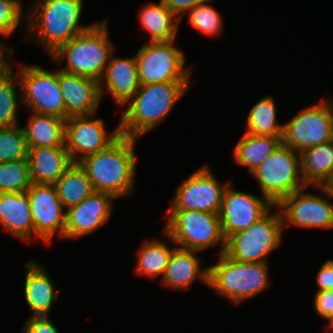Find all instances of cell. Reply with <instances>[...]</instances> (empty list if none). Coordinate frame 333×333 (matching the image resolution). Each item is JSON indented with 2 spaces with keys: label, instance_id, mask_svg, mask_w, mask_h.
<instances>
[{
  "label": "cell",
  "instance_id": "obj_1",
  "mask_svg": "<svg viewBox=\"0 0 333 333\" xmlns=\"http://www.w3.org/2000/svg\"><path fill=\"white\" fill-rule=\"evenodd\" d=\"M136 140L121 134L107 148L78 162L95 191L111 194L115 198H126L134 193Z\"/></svg>",
  "mask_w": 333,
  "mask_h": 333
},
{
  "label": "cell",
  "instance_id": "obj_2",
  "mask_svg": "<svg viewBox=\"0 0 333 333\" xmlns=\"http://www.w3.org/2000/svg\"><path fill=\"white\" fill-rule=\"evenodd\" d=\"M29 4L27 37L45 48L48 56L92 26L80 24L83 0H35Z\"/></svg>",
  "mask_w": 333,
  "mask_h": 333
},
{
  "label": "cell",
  "instance_id": "obj_3",
  "mask_svg": "<svg viewBox=\"0 0 333 333\" xmlns=\"http://www.w3.org/2000/svg\"><path fill=\"white\" fill-rule=\"evenodd\" d=\"M191 81L143 84L127 103L119 119L120 133L138 139L151 131L172 111L187 92Z\"/></svg>",
  "mask_w": 333,
  "mask_h": 333
},
{
  "label": "cell",
  "instance_id": "obj_4",
  "mask_svg": "<svg viewBox=\"0 0 333 333\" xmlns=\"http://www.w3.org/2000/svg\"><path fill=\"white\" fill-rule=\"evenodd\" d=\"M108 20L93 24L85 32L61 45L50 58L65 72L100 81L114 46L108 35ZM66 58V65L63 60Z\"/></svg>",
  "mask_w": 333,
  "mask_h": 333
},
{
  "label": "cell",
  "instance_id": "obj_5",
  "mask_svg": "<svg viewBox=\"0 0 333 333\" xmlns=\"http://www.w3.org/2000/svg\"><path fill=\"white\" fill-rule=\"evenodd\" d=\"M218 262L208 266V287L229 302L240 304L257 296L270 286L267 262H241L218 255Z\"/></svg>",
  "mask_w": 333,
  "mask_h": 333
},
{
  "label": "cell",
  "instance_id": "obj_6",
  "mask_svg": "<svg viewBox=\"0 0 333 333\" xmlns=\"http://www.w3.org/2000/svg\"><path fill=\"white\" fill-rule=\"evenodd\" d=\"M163 232L170 242L181 249L200 252L220 244L218 255L225 252L226 239L219 214L197 210H168Z\"/></svg>",
  "mask_w": 333,
  "mask_h": 333
},
{
  "label": "cell",
  "instance_id": "obj_7",
  "mask_svg": "<svg viewBox=\"0 0 333 333\" xmlns=\"http://www.w3.org/2000/svg\"><path fill=\"white\" fill-rule=\"evenodd\" d=\"M251 175L257 180L262 196L273 205L307 187L301 176L300 153L283 143Z\"/></svg>",
  "mask_w": 333,
  "mask_h": 333
},
{
  "label": "cell",
  "instance_id": "obj_8",
  "mask_svg": "<svg viewBox=\"0 0 333 333\" xmlns=\"http://www.w3.org/2000/svg\"><path fill=\"white\" fill-rule=\"evenodd\" d=\"M275 207L278 211L271 214L270 209L249 228L230 235L224 253L241 262H268L267 256L279 247L284 232L281 211Z\"/></svg>",
  "mask_w": 333,
  "mask_h": 333
},
{
  "label": "cell",
  "instance_id": "obj_9",
  "mask_svg": "<svg viewBox=\"0 0 333 333\" xmlns=\"http://www.w3.org/2000/svg\"><path fill=\"white\" fill-rule=\"evenodd\" d=\"M15 72L26 109L66 120L65 102L58 84V69L50 71L38 65L18 63Z\"/></svg>",
  "mask_w": 333,
  "mask_h": 333
},
{
  "label": "cell",
  "instance_id": "obj_10",
  "mask_svg": "<svg viewBox=\"0 0 333 333\" xmlns=\"http://www.w3.org/2000/svg\"><path fill=\"white\" fill-rule=\"evenodd\" d=\"M175 40L149 42L135 54L140 85L170 81H191V69L184 67V52Z\"/></svg>",
  "mask_w": 333,
  "mask_h": 333
},
{
  "label": "cell",
  "instance_id": "obj_11",
  "mask_svg": "<svg viewBox=\"0 0 333 333\" xmlns=\"http://www.w3.org/2000/svg\"><path fill=\"white\" fill-rule=\"evenodd\" d=\"M282 143L298 153L333 140V101L320 100L283 123Z\"/></svg>",
  "mask_w": 333,
  "mask_h": 333
},
{
  "label": "cell",
  "instance_id": "obj_12",
  "mask_svg": "<svg viewBox=\"0 0 333 333\" xmlns=\"http://www.w3.org/2000/svg\"><path fill=\"white\" fill-rule=\"evenodd\" d=\"M232 181L220 183L208 165L181 183L168 210H197L219 214L223 194Z\"/></svg>",
  "mask_w": 333,
  "mask_h": 333
},
{
  "label": "cell",
  "instance_id": "obj_13",
  "mask_svg": "<svg viewBox=\"0 0 333 333\" xmlns=\"http://www.w3.org/2000/svg\"><path fill=\"white\" fill-rule=\"evenodd\" d=\"M306 188L288 195L277 205L282 214L284 228L290 225L304 228H333V203L328 202L333 196L322 186L315 188L322 190L324 198L304 192Z\"/></svg>",
  "mask_w": 333,
  "mask_h": 333
},
{
  "label": "cell",
  "instance_id": "obj_14",
  "mask_svg": "<svg viewBox=\"0 0 333 333\" xmlns=\"http://www.w3.org/2000/svg\"><path fill=\"white\" fill-rule=\"evenodd\" d=\"M35 238L50 244L54 236L65 239L66 210L61 203L54 184L32 183L26 191Z\"/></svg>",
  "mask_w": 333,
  "mask_h": 333
},
{
  "label": "cell",
  "instance_id": "obj_15",
  "mask_svg": "<svg viewBox=\"0 0 333 333\" xmlns=\"http://www.w3.org/2000/svg\"><path fill=\"white\" fill-rule=\"evenodd\" d=\"M93 116H74L66 120L65 147L73 163L107 148L121 135L119 121L109 133L103 119Z\"/></svg>",
  "mask_w": 333,
  "mask_h": 333
},
{
  "label": "cell",
  "instance_id": "obj_16",
  "mask_svg": "<svg viewBox=\"0 0 333 333\" xmlns=\"http://www.w3.org/2000/svg\"><path fill=\"white\" fill-rule=\"evenodd\" d=\"M274 207L267 198L233 189L230 183L223 194L219 212L225 239L249 228Z\"/></svg>",
  "mask_w": 333,
  "mask_h": 333
},
{
  "label": "cell",
  "instance_id": "obj_17",
  "mask_svg": "<svg viewBox=\"0 0 333 333\" xmlns=\"http://www.w3.org/2000/svg\"><path fill=\"white\" fill-rule=\"evenodd\" d=\"M114 199L111 194L94 191L66 210L65 239L88 236L97 231L113 212Z\"/></svg>",
  "mask_w": 333,
  "mask_h": 333
},
{
  "label": "cell",
  "instance_id": "obj_18",
  "mask_svg": "<svg viewBox=\"0 0 333 333\" xmlns=\"http://www.w3.org/2000/svg\"><path fill=\"white\" fill-rule=\"evenodd\" d=\"M58 84L66 107V120L74 116L95 115L101 97L99 81L58 68Z\"/></svg>",
  "mask_w": 333,
  "mask_h": 333
},
{
  "label": "cell",
  "instance_id": "obj_19",
  "mask_svg": "<svg viewBox=\"0 0 333 333\" xmlns=\"http://www.w3.org/2000/svg\"><path fill=\"white\" fill-rule=\"evenodd\" d=\"M99 81L101 97L104 89L118 106L127 104L140 88L136 57H113ZM105 87V88H104Z\"/></svg>",
  "mask_w": 333,
  "mask_h": 333
},
{
  "label": "cell",
  "instance_id": "obj_20",
  "mask_svg": "<svg viewBox=\"0 0 333 333\" xmlns=\"http://www.w3.org/2000/svg\"><path fill=\"white\" fill-rule=\"evenodd\" d=\"M197 251L176 248L167 264L161 279L163 286L174 290H187L191 284L199 279L208 286L209 269H201V261Z\"/></svg>",
  "mask_w": 333,
  "mask_h": 333
},
{
  "label": "cell",
  "instance_id": "obj_21",
  "mask_svg": "<svg viewBox=\"0 0 333 333\" xmlns=\"http://www.w3.org/2000/svg\"><path fill=\"white\" fill-rule=\"evenodd\" d=\"M0 224L14 237L28 242L35 236L27 192L0 193Z\"/></svg>",
  "mask_w": 333,
  "mask_h": 333
},
{
  "label": "cell",
  "instance_id": "obj_22",
  "mask_svg": "<svg viewBox=\"0 0 333 333\" xmlns=\"http://www.w3.org/2000/svg\"><path fill=\"white\" fill-rule=\"evenodd\" d=\"M24 294L28 307L32 310L31 317L49 316L54 300L58 299L52 279L44 265L35 261L26 263Z\"/></svg>",
  "mask_w": 333,
  "mask_h": 333
},
{
  "label": "cell",
  "instance_id": "obj_23",
  "mask_svg": "<svg viewBox=\"0 0 333 333\" xmlns=\"http://www.w3.org/2000/svg\"><path fill=\"white\" fill-rule=\"evenodd\" d=\"M32 183L55 184L73 164L66 147L28 148Z\"/></svg>",
  "mask_w": 333,
  "mask_h": 333
},
{
  "label": "cell",
  "instance_id": "obj_24",
  "mask_svg": "<svg viewBox=\"0 0 333 333\" xmlns=\"http://www.w3.org/2000/svg\"><path fill=\"white\" fill-rule=\"evenodd\" d=\"M23 126L28 148L65 147L66 120L49 114L31 112Z\"/></svg>",
  "mask_w": 333,
  "mask_h": 333
},
{
  "label": "cell",
  "instance_id": "obj_25",
  "mask_svg": "<svg viewBox=\"0 0 333 333\" xmlns=\"http://www.w3.org/2000/svg\"><path fill=\"white\" fill-rule=\"evenodd\" d=\"M301 176L308 186H323L333 172V140L300 153Z\"/></svg>",
  "mask_w": 333,
  "mask_h": 333
},
{
  "label": "cell",
  "instance_id": "obj_26",
  "mask_svg": "<svg viewBox=\"0 0 333 333\" xmlns=\"http://www.w3.org/2000/svg\"><path fill=\"white\" fill-rule=\"evenodd\" d=\"M282 143V137L256 136L244 133L233 149L234 162L248 167L251 174Z\"/></svg>",
  "mask_w": 333,
  "mask_h": 333
},
{
  "label": "cell",
  "instance_id": "obj_27",
  "mask_svg": "<svg viewBox=\"0 0 333 333\" xmlns=\"http://www.w3.org/2000/svg\"><path fill=\"white\" fill-rule=\"evenodd\" d=\"M139 20L142 30L148 31L151 36L149 42L175 40L179 22L174 13L170 12L159 0L158 4L148 3L139 11ZM175 20V21H174Z\"/></svg>",
  "mask_w": 333,
  "mask_h": 333
},
{
  "label": "cell",
  "instance_id": "obj_28",
  "mask_svg": "<svg viewBox=\"0 0 333 333\" xmlns=\"http://www.w3.org/2000/svg\"><path fill=\"white\" fill-rule=\"evenodd\" d=\"M65 210L79 204L95 190L86 171L73 163L54 184Z\"/></svg>",
  "mask_w": 333,
  "mask_h": 333
},
{
  "label": "cell",
  "instance_id": "obj_29",
  "mask_svg": "<svg viewBox=\"0 0 333 333\" xmlns=\"http://www.w3.org/2000/svg\"><path fill=\"white\" fill-rule=\"evenodd\" d=\"M275 102L273 97L266 95L252 106L247 115L245 133L256 136H283L284 124L277 122Z\"/></svg>",
  "mask_w": 333,
  "mask_h": 333
},
{
  "label": "cell",
  "instance_id": "obj_30",
  "mask_svg": "<svg viewBox=\"0 0 333 333\" xmlns=\"http://www.w3.org/2000/svg\"><path fill=\"white\" fill-rule=\"evenodd\" d=\"M176 248L177 246H174L171 249L162 240H146L136 252V274L152 278L160 275L162 278L169 259Z\"/></svg>",
  "mask_w": 333,
  "mask_h": 333
},
{
  "label": "cell",
  "instance_id": "obj_31",
  "mask_svg": "<svg viewBox=\"0 0 333 333\" xmlns=\"http://www.w3.org/2000/svg\"><path fill=\"white\" fill-rule=\"evenodd\" d=\"M13 67L10 63L8 68L0 71V128L18 124L17 108L19 102H22V96L19 94L20 82Z\"/></svg>",
  "mask_w": 333,
  "mask_h": 333
},
{
  "label": "cell",
  "instance_id": "obj_32",
  "mask_svg": "<svg viewBox=\"0 0 333 333\" xmlns=\"http://www.w3.org/2000/svg\"><path fill=\"white\" fill-rule=\"evenodd\" d=\"M31 184L28 159L0 162V193L26 192Z\"/></svg>",
  "mask_w": 333,
  "mask_h": 333
},
{
  "label": "cell",
  "instance_id": "obj_33",
  "mask_svg": "<svg viewBox=\"0 0 333 333\" xmlns=\"http://www.w3.org/2000/svg\"><path fill=\"white\" fill-rule=\"evenodd\" d=\"M28 158V146L23 127L19 124L0 128V162Z\"/></svg>",
  "mask_w": 333,
  "mask_h": 333
},
{
  "label": "cell",
  "instance_id": "obj_34",
  "mask_svg": "<svg viewBox=\"0 0 333 333\" xmlns=\"http://www.w3.org/2000/svg\"><path fill=\"white\" fill-rule=\"evenodd\" d=\"M189 13V23L203 34L216 36L223 30V19L218 10L209 3H202L187 11Z\"/></svg>",
  "mask_w": 333,
  "mask_h": 333
},
{
  "label": "cell",
  "instance_id": "obj_35",
  "mask_svg": "<svg viewBox=\"0 0 333 333\" xmlns=\"http://www.w3.org/2000/svg\"><path fill=\"white\" fill-rule=\"evenodd\" d=\"M22 1L0 0V36L5 39L16 31L21 18L27 16L23 11Z\"/></svg>",
  "mask_w": 333,
  "mask_h": 333
},
{
  "label": "cell",
  "instance_id": "obj_36",
  "mask_svg": "<svg viewBox=\"0 0 333 333\" xmlns=\"http://www.w3.org/2000/svg\"><path fill=\"white\" fill-rule=\"evenodd\" d=\"M314 307L317 314L333 324V290L316 292Z\"/></svg>",
  "mask_w": 333,
  "mask_h": 333
},
{
  "label": "cell",
  "instance_id": "obj_37",
  "mask_svg": "<svg viewBox=\"0 0 333 333\" xmlns=\"http://www.w3.org/2000/svg\"><path fill=\"white\" fill-rule=\"evenodd\" d=\"M24 333H59L49 316H34L28 318L23 326Z\"/></svg>",
  "mask_w": 333,
  "mask_h": 333
},
{
  "label": "cell",
  "instance_id": "obj_38",
  "mask_svg": "<svg viewBox=\"0 0 333 333\" xmlns=\"http://www.w3.org/2000/svg\"><path fill=\"white\" fill-rule=\"evenodd\" d=\"M164 6L174 13L180 20L187 14V11L196 5L212 2V0H161Z\"/></svg>",
  "mask_w": 333,
  "mask_h": 333
},
{
  "label": "cell",
  "instance_id": "obj_39",
  "mask_svg": "<svg viewBox=\"0 0 333 333\" xmlns=\"http://www.w3.org/2000/svg\"><path fill=\"white\" fill-rule=\"evenodd\" d=\"M319 291L333 290V260L328 259L319 269L316 276Z\"/></svg>",
  "mask_w": 333,
  "mask_h": 333
},
{
  "label": "cell",
  "instance_id": "obj_40",
  "mask_svg": "<svg viewBox=\"0 0 333 333\" xmlns=\"http://www.w3.org/2000/svg\"><path fill=\"white\" fill-rule=\"evenodd\" d=\"M5 43H0V71L8 68L10 66V62L13 61L12 59V48L9 49ZM10 58V59H8Z\"/></svg>",
  "mask_w": 333,
  "mask_h": 333
},
{
  "label": "cell",
  "instance_id": "obj_41",
  "mask_svg": "<svg viewBox=\"0 0 333 333\" xmlns=\"http://www.w3.org/2000/svg\"><path fill=\"white\" fill-rule=\"evenodd\" d=\"M322 187L333 196V172Z\"/></svg>",
  "mask_w": 333,
  "mask_h": 333
},
{
  "label": "cell",
  "instance_id": "obj_42",
  "mask_svg": "<svg viewBox=\"0 0 333 333\" xmlns=\"http://www.w3.org/2000/svg\"><path fill=\"white\" fill-rule=\"evenodd\" d=\"M330 329L331 333H333V324H328V330Z\"/></svg>",
  "mask_w": 333,
  "mask_h": 333
}]
</instances>
